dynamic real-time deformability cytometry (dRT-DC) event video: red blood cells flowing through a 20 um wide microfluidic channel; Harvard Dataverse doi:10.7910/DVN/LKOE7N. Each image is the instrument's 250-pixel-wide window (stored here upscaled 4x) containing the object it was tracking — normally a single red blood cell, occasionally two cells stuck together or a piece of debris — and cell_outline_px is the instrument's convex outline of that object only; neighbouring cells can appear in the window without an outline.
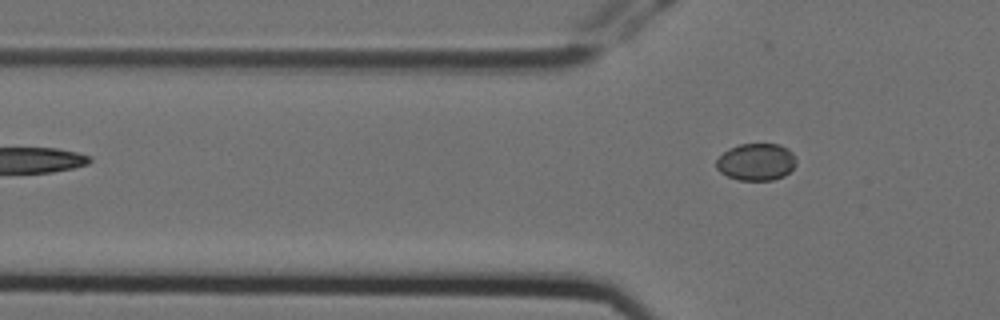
{"species": "Egyptian fruit bat (a non-hibernating species)", "species_latin": "Rousettus aegyptiacus", "temperature_condition": "cold", "stored_images_in_passage": 2, "camera_frame_rate_fps": 3000, "um_per_image_px": 0.085, "animal": {"sex": "female"}, "frame": {"image": 1, "passage_image": 2, "time_ms": 0.333, "image_size_px": [1000, 320], "cell_outline_px": [[796, 164], [784, 176], [772, 180], [736, 180], [720, 172], [716, 168], [716, 160], [728, 148], [740, 144], [780, 144], [788, 148], [796, 156]], "centroid_in_image_um": [64.28, 13.76], "position_along_channel_um": 61.5, "area_um2": 17.4}}